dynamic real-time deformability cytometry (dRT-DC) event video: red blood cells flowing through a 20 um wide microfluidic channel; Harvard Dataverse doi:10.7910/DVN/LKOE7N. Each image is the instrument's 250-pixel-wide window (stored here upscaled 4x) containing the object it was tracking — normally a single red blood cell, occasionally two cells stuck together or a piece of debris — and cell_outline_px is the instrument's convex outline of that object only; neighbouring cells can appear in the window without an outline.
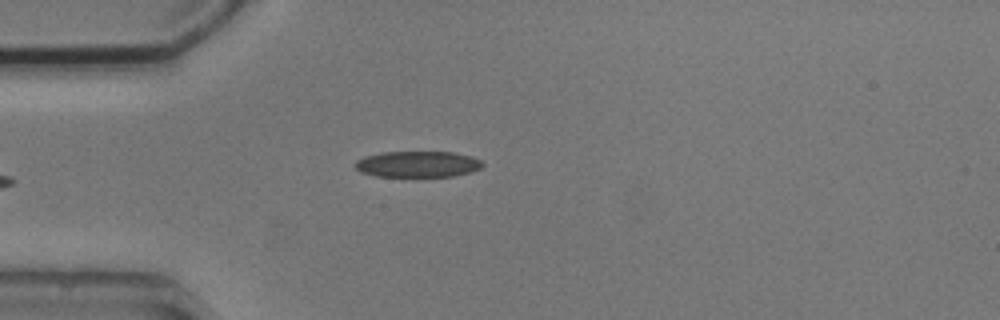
{"species": "common noctule bat (a hibernating species)", "species_latin": "Nyctalus noctula", "temperature_condition": "cold", "stored_images_in_passage": 5, "camera_frame_rate_fps": 3000, "um_per_image_px": 0.085, "animal": {"sex": "male", "body_mass_g": 20.5, "forearm_length_mm": 52.5}, "frame": {"image": 1, "passage_image": 4, "time_ms": 4.333, "image_size_px": [1000, 320], "cell_outline_px": [[484, 164], [480, 168], [472, 172], [452, 176], [376, 176], [360, 172], [356, 168], [356, 160], [364, 156], [380, 152], [456, 152], [472, 156], [480, 160]], "centroid_in_image_um": [35.51, 13.94], "position_along_channel_um": 49.5, "area_um2": 19.42}}